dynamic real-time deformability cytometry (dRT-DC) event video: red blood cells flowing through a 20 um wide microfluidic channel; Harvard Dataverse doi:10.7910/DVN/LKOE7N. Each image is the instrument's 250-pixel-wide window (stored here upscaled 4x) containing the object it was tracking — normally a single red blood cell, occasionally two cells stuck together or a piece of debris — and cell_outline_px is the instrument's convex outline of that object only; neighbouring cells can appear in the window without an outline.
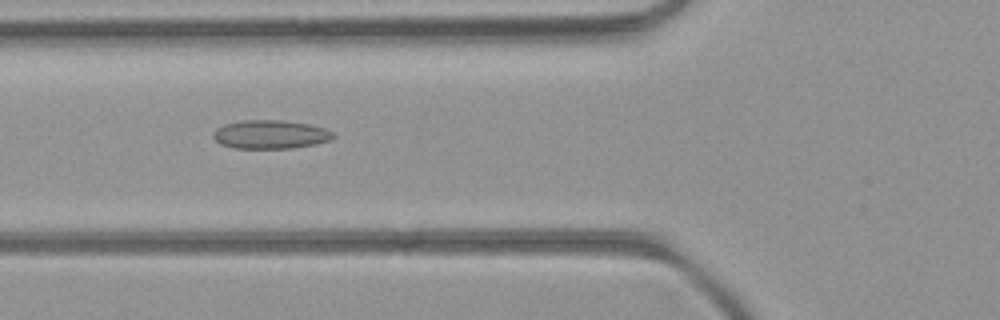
{"species": "common noctule bat (a hibernating species)", "species_latin": "Nyctalus noctula", "temperature_condition": "room temperature", "stored_images_in_passage": 38, "camera_frame_rate_fps": 3000, "um_per_image_px": 0.085, "animal": {"sex": "female", "body_mass_g": 21.9}, "frame": {"image": 1, "passage_image": 9, "time_ms": 2.667, "image_size_px": [1000, 320], "cell_outline_px": [[336, 136], [328, 140], [316, 144], [292, 148], [236, 148], [220, 144], [212, 136], [212, 132], [216, 128], [224, 124], [244, 120], [284, 120], [308, 124], [324, 128], [332, 132]], "centroid_in_image_um": [22.96, 11.42], "position_along_channel_um": 102.8, "area_um2": 20.0}}
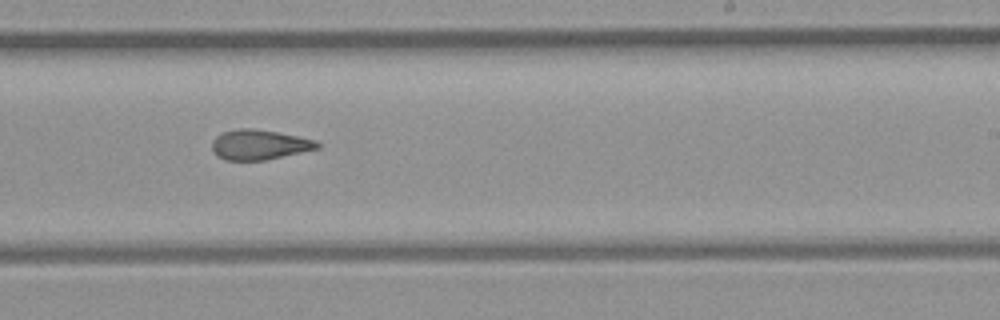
{"frame": {"image": 2, "passage_image": 21, "time_ms": 6.667, "image_size_px": [1000, 320], "cell_outline_px": [[320, 148], [264, 160], [224, 160], [216, 156], [212, 148], [212, 140], [216, 136], [224, 132], [236, 128], [248, 128], [276, 132], [316, 140], [320, 144]], "centroid_in_image_um": [22.01, 12.3], "position_along_channel_um": 267.0, "area_um2": 18.26}}
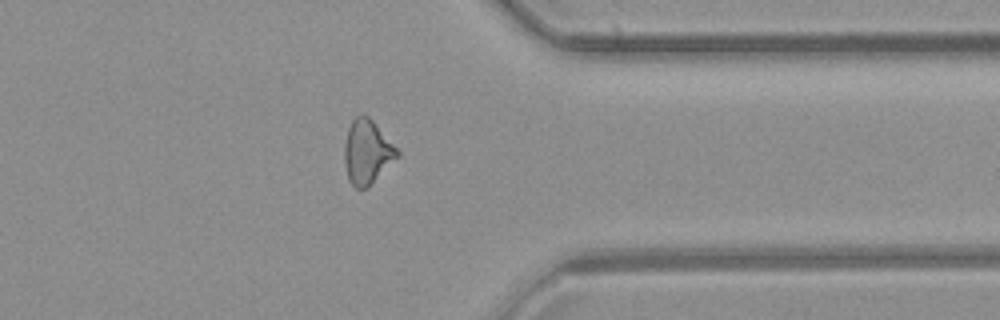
{"frame": {"image": 3, "passage_image": 30, "time_ms": 9.667, "image_size_px": [1000, 320], "cell_outline_px": [[400, 156], [368, 188], [356, 188], [348, 180], [344, 164], [344, 144], [348, 128], [352, 120], [356, 116], [364, 112], [400, 148]], "centroid_in_image_um": [31.24, 12.91], "position_along_channel_um": 380.2, "area_um2": 20.35}, "authors_computed_cell_mechanics": {"area_um2": 18.9295, "velocity_mm_per_s": 4.091, "shape_relaxation_time_tau1_ms": null, "shape_relaxation_time_tau2_ms": 3.1287, "deformation_change_tau1": null, "deformation_change_tau2": 0.12}}